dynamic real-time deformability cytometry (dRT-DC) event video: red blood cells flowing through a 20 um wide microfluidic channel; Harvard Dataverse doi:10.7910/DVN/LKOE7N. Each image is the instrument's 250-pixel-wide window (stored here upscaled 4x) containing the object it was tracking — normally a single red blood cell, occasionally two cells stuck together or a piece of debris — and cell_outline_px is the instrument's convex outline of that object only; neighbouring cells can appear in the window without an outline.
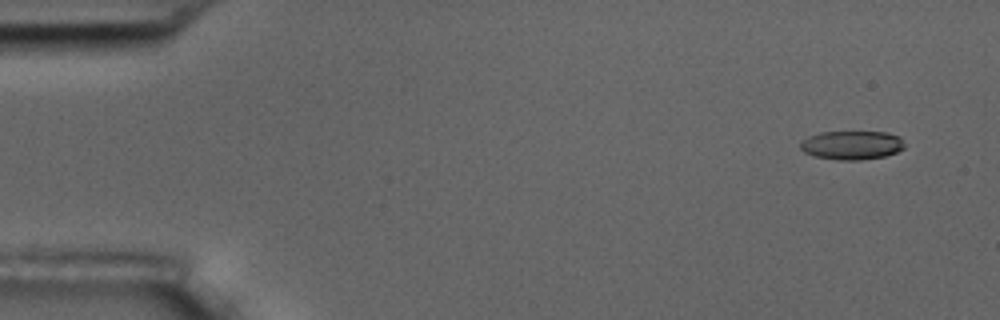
{"species": "common noctule bat (a hibernating species)", "species_latin": "Nyctalus noctula", "temperature_condition": "room temperature", "stored_images_in_passage": 10, "camera_frame_rate_fps": 3000, "um_per_image_px": 0.085, "animal": {"sex": "male", "body_mass_g": 17.5, "forearm_length_mm": 52.3}, "frame": {"image": 1, "passage_image": 1, "time_ms": 0.0, "image_size_px": [1000, 320], "cell_outline_px": [[904, 148], [896, 152], [884, 156], [860, 160], [836, 160], [816, 156], [804, 152], [800, 148], [800, 144], [808, 136], [820, 132], [888, 132], [900, 136], [904, 144]], "centroid_in_image_um": [72.42, 12.33], "position_along_channel_um": 12.6, "area_um2": 17.46}}
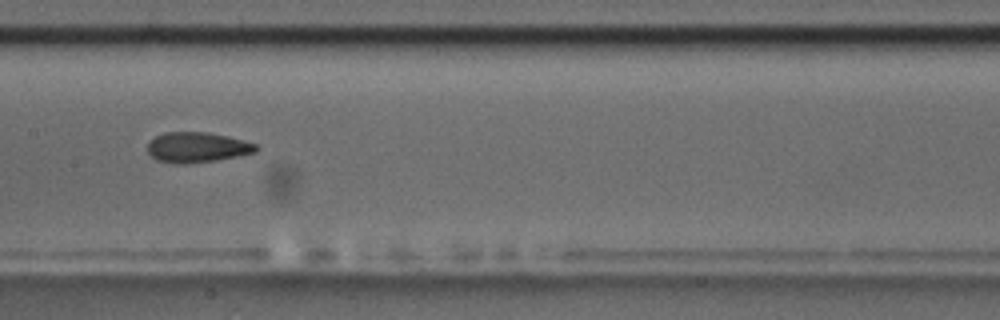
{"frame": {"image": 2, "passage_image": 8, "time_ms": 8.333, "image_size_px": [1000, 320], "cell_outline_px": [[260, 148], [256, 152], [216, 160], [184, 164], [172, 164], [156, 160], [148, 152], [148, 140], [164, 132], [208, 132], [228, 136], [256, 144]], "centroid_in_image_um": [16.73, 12.52], "position_along_channel_um": 190.7, "area_um2": 19.25}}
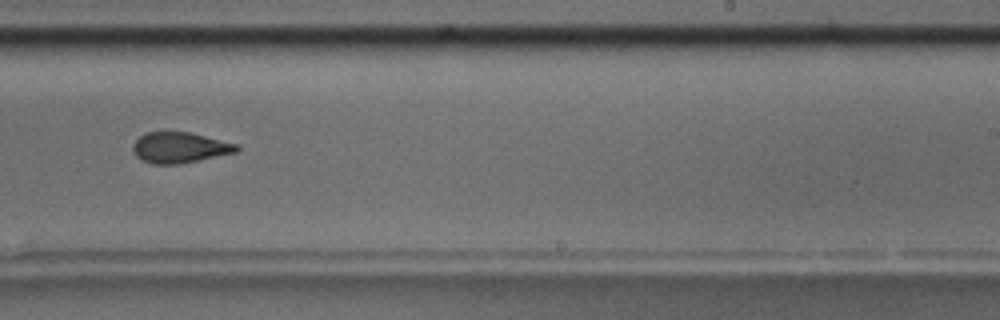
{"frame": {"image": 3, "passage_image": 10, "time_ms": 10.667, "image_size_px": [1000, 320], "cell_outline_px": [[240, 148], [236, 152], [200, 160], [180, 164], [152, 164], [140, 160], [136, 156], [132, 148], [132, 144], [144, 132], [192, 132], [240, 144]], "centroid_in_image_um": [15.29, 12.54], "position_along_channel_um": 273.7, "area_um2": 18.9}}